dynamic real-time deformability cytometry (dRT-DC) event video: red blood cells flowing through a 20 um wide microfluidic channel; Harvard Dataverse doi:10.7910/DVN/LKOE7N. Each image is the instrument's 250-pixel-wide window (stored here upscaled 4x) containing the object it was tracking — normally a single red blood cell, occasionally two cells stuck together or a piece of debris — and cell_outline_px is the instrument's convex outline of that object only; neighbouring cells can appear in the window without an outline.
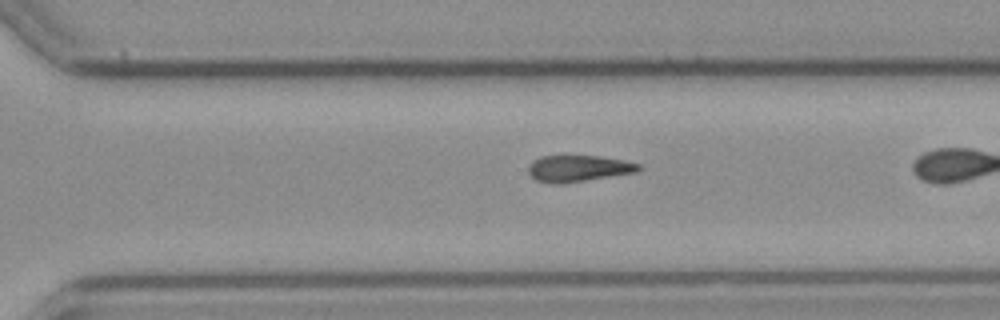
{"species": "common noctule bat (a hibernating species)", "species_latin": "Nyctalus noctula", "temperature_condition": "cold", "stored_images_in_passage": 27, "camera_frame_rate_fps": 3000, "um_per_image_px": 0.085, "animal": {"sex": "female", "body_mass_g": 21.9}, "frame": {"image": 1, "passage_image": 23, "time_ms": 7.333, "image_size_px": [1000, 320], "cell_outline_px": [[640, 168], [636, 172], [560, 184], [552, 184], [536, 180], [528, 172], [528, 164], [532, 160], [540, 156], [600, 156], [624, 160], [640, 164]], "centroid_in_image_um": [49.11, 14.31], "position_along_channel_um": 321.5, "area_um2": 16.94}}